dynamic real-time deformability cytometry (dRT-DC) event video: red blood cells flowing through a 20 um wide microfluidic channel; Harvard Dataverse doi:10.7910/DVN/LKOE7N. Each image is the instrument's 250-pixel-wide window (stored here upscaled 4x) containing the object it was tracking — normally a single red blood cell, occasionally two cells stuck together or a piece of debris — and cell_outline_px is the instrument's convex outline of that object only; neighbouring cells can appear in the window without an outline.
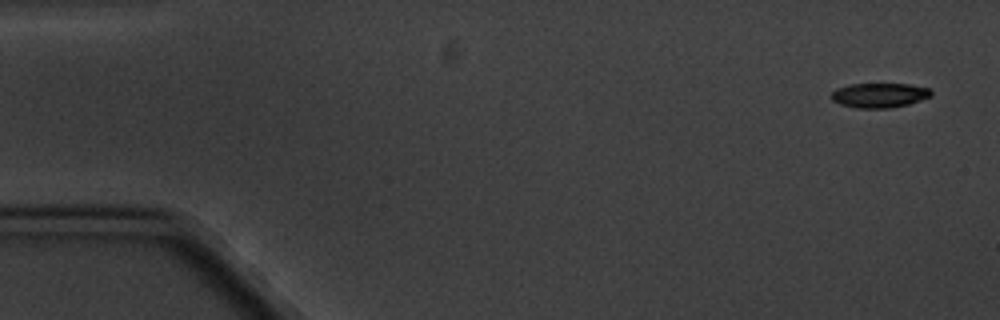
{"species": "common noctule bat (a hibernating species)", "species_latin": "Nyctalus noctula", "temperature_condition": "cold", "stored_images_in_passage": 5, "camera_frame_rate_fps": 3000, "um_per_image_px": 0.085, "animal": {"sex": "male", "body_mass_g": 20.1, "forearm_length_mm": 53.5}, "frame": {"image": 1, "passage_image": 1, "time_ms": 0.0, "image_size_px": [1000, 320], "cell_outline_px": [[932, 96], [908, 104], [888, 108], [856, 108], [840, 104], [832, 100], [832, 92], [836, 88], [852, 84], [908, 84], [928, 88], [932, 92]], "centroid_in_image_um": [74.74, 8.1], "position_along_channel_um": 10.3, "area_um2": 14.22}}
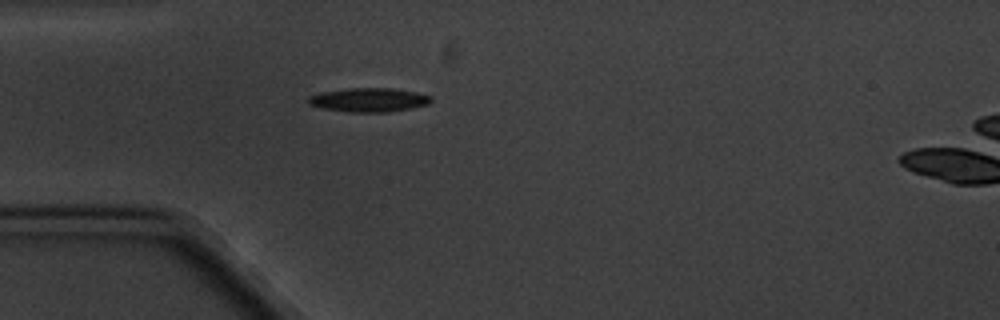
{"frame": {"image": 2, "passage_image": 5, "time_ms": 4.667, "image_size_px": [1000, 320], "cell_outline_px": [[432, 100], [428, 104], [412, 108], [388, 112], [348, 112], [320, 108], [308, 104], [308, 96], [320, 92], [348, 88], [392, 88], [432, 96]], "centroid_in_image_um": [31.31, 8.49], "position_along_channel_um": 53.7, "area_um2": 17.17}}